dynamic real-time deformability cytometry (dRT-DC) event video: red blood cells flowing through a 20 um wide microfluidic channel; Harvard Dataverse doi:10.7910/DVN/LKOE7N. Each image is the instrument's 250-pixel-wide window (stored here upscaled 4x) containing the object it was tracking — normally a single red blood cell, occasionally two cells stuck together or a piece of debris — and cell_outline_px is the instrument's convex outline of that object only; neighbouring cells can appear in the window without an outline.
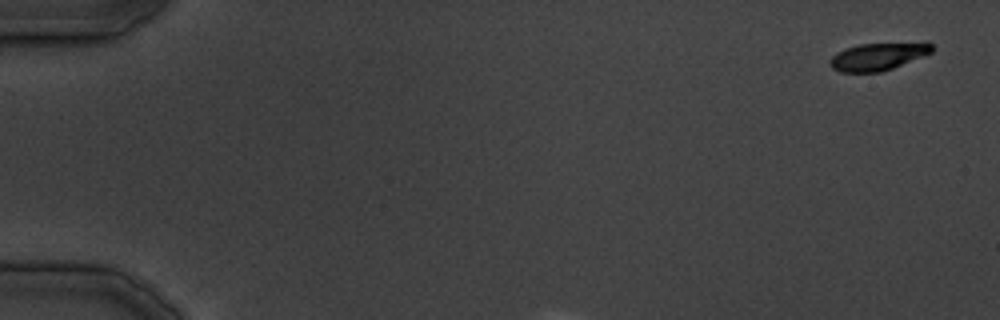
{"species": "common noctule bat (a hibernating species)", "species_latin": "Nyctalus noctula", "temperature_condition": "cold", "stored_images_in_passage": 33, "camera_frame_rate_fps": 3000, "um_per_image_px": 0.085, "animal": {"sex": "male", "body_mass_g": 19.5, "forearm_length_mm": 54.6}, "frame": {"image": 1, "passage_image": 1, "time_ms": 0.0, "image_size_px": [1000, 320], "cell_outline_px": [[936, 48], [932, 52], [892, 68], [880, 72], [840, 72], [832, 68], [828, 64], [828, 60], [836, 52], [844, 48], [860, 44], [924, 40], [928, 40]], "centroid_in_image_um": [74.68, 4.75], "position_along_channel_um": 10.3, "area_um2": 17.05}}
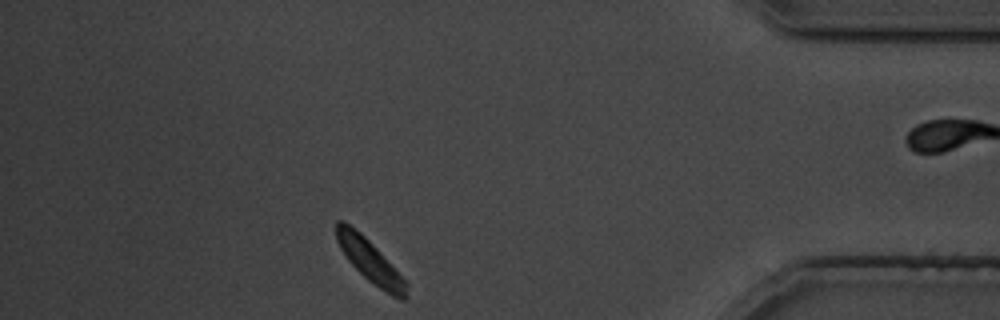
{"frame": {"image": 2, "passage_image": 28, "time_ms": 33.667, "image_size_px": [1000, 320], "cell_outline_px": [[408, 296], [404, 300], [400, 300], [392, 296], [368, 280], [348, 260], [340, 248], [336, 240], [336, 220], [344, 220], [356, 228], [376, 248], [408, 284]], "centroid_in_image_um": [31.43, 22.17], "position_along_channel_um": 403.8, "area_um2": 17.17}}